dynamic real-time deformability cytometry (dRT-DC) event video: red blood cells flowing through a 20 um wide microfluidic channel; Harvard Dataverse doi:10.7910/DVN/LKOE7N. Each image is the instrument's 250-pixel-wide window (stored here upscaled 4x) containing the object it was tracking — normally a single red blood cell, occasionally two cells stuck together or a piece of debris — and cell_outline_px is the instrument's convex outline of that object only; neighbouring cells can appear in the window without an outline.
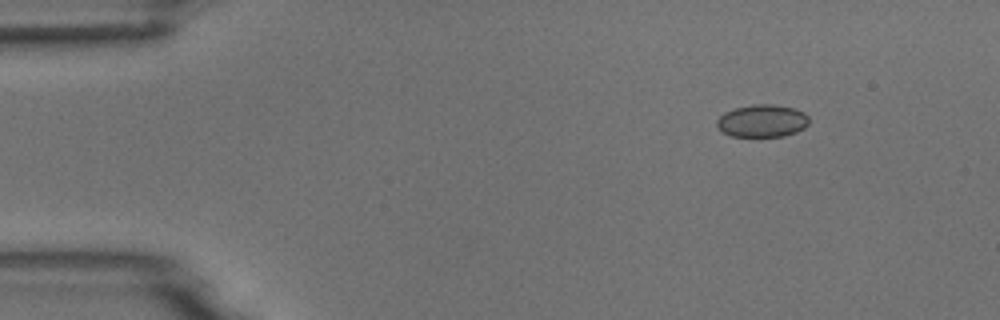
{"species": "common noctule bat (a hibernating species)", "species_latin": "Nyctalus noctula", "temperature_condition": "room temperature", "stored_images_in_passage": 6, "segment_of_instrument_passage": [2, 2], "camera_frame_rate_fps": 3000, "um_per_image_px": 0.085, "animal": {"sex": "male", "body_mass_g": 18.8}, "frame": {"image": 1, "passage_image": 6, "time_ms": 1.667, "image_size_px": [1000, 320], "cell_outline_px": [[808, 124], [804, 128], [796, 132], [784, 136], [732, 136], [716, 128], [716, 120], [724, 112], [736, 108], [752, 104], [772, 104], [792, 108], [804, 112], [808, 116]], "centroid_in_image_um": [64.77, 10.27], "position_along_channel_um": 20.2, "area_um2": 17.46}}